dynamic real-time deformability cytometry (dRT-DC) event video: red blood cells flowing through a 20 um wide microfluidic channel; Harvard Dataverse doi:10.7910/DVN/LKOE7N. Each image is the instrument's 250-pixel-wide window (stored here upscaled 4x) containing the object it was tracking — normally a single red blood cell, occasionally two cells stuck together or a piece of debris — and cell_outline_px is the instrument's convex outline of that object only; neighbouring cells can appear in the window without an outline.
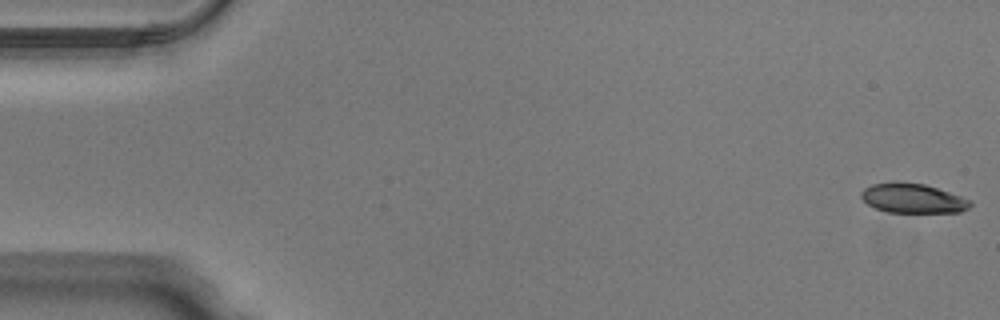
{"species": "Egyptian fruit bat (a non-hibernating species)", "species_latin": "Rousettus aegyptiacus", "temperature_condition": "warm", "stored_images_in_passage": 50, "camera_frame_rate_fps": 3000, "um_per_image_px": 0.085, "animal": {"sex": "male"}, "frame": {"image": 1, "passage_image": 1, "time_ms": 0.0, "image_size_px": [1000, 320], "cell_outline_px": [[972, 204], [968, 208], [960, 212], [888, 212], [876, 208], [868, 204], [860, 196], [860, 192], [864, 188], [872, 184], [892, 180], [896, 180], [924, 184], [960, 196], [968, 200]], "centroid_in_image_um": [77.52, 16.83], "position_along_channel_um": 7.5, "area_um2": 18.79}}
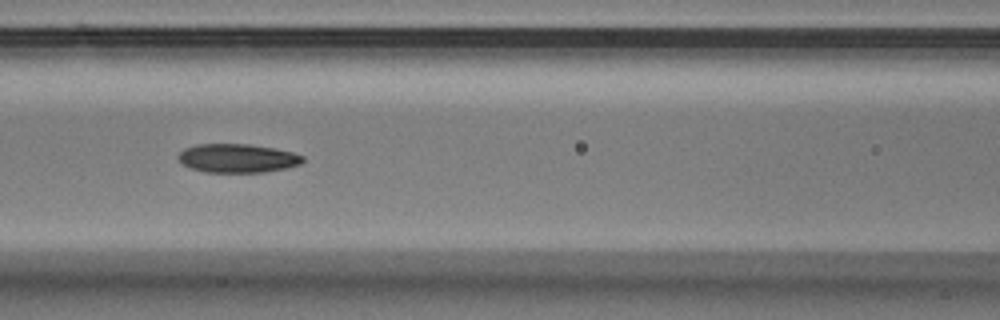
{"frame": {"image": 2, "passage_image": 22, "time_ms": 7.0, "image_size_px": [1000, 320], "cell_outline_px": [[304, 160], [300, 164], [284, 168], [264, 172], [204, 172], [192, 168], [184, 164], [176, 156], [184, 148], [196, 144], [248, 144], [276, 148], [292, 152], [304, 156]], "centroid_in_image_um": [20.18, 13.44], "position_along_channel_um": 146.4, "area_um2": 20.81}}
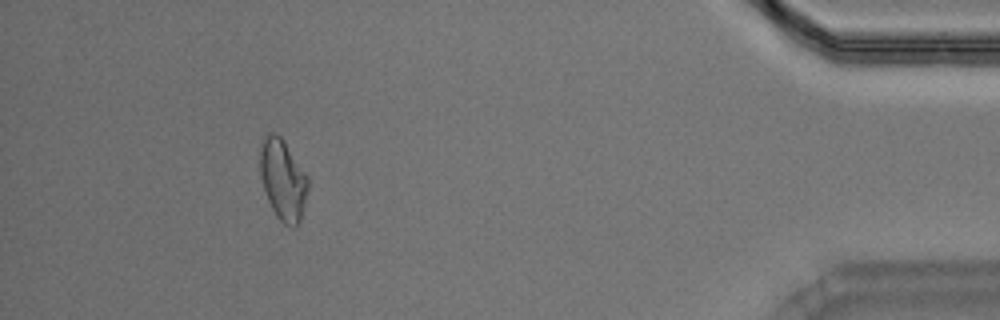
{"frame": {"image": 3, "passage_image": 46, "time_ms": 15.0, "image_size_px": [1000, 320], "cell_outline_px": [[308, 188], [300, 220], [296, 228], [292, 228], [284, 224], [276, 216], [268, 200], [260, 176], [260, 140], [268, 132], [272, 132], [280, 136], [284, 140], [308, 176]], "centroid_in_image_um": [24.04, 15.25], "position_along_channel_um": 411.2, "area_um2": 22.72}, "authors_computed_cell_mechanics": {"area_um2": 20.9525, "velocity_mm_per_s": 4.0359, "shape_relaxation_time_tau1_ms": 5.6002, "shape_relaxation_time_tau2_ms": 5.0177, "deformation_change_tau1": 0.153, "deformation_change_tau2": 0.1151}}